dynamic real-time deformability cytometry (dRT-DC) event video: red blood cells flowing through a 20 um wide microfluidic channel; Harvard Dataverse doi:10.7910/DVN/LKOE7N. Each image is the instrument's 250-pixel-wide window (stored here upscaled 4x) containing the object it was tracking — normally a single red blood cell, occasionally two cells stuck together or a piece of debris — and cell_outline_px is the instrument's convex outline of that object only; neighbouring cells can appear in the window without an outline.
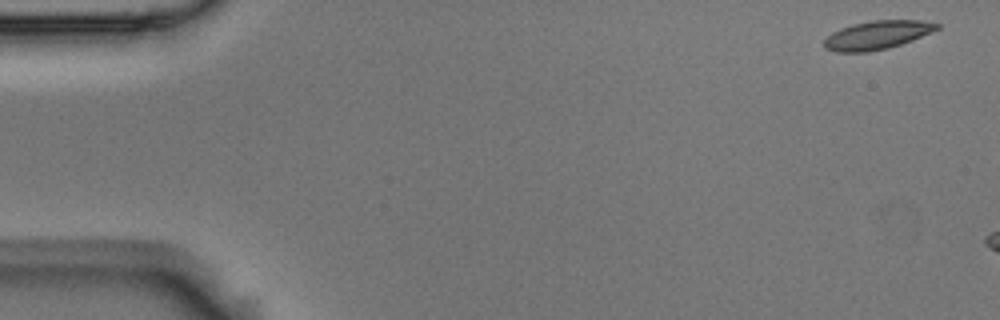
{"species": "Egyptian fruit bat (a non-hibernating species)", "species_latin": "Rousettus aegyptiacus", "temperature_condition": "room temperature", "stored_images_in_passage": 7, "camera_frame_rate_fps": 3000, "um_per_image_px": 0.085, "animal": {"sex": "male"}, "frame": {"image": 1, "passage_image": 1, "time_ms": 0.0, "image_size_px": [1000, 320], "cell_outline_px": [[940, 28], [932, 32], [912, 40], [888, 48], [868, 52], [836, 52], [824, 48], [824, 40], [832, 32], [840, 28], [852, 24], [868, 20], [920, 20], [940, 24]], "centroid_in_image_um": [74.54, 2.97], "position_along_channel_um": 10.5, "area_um2": 18.84}}